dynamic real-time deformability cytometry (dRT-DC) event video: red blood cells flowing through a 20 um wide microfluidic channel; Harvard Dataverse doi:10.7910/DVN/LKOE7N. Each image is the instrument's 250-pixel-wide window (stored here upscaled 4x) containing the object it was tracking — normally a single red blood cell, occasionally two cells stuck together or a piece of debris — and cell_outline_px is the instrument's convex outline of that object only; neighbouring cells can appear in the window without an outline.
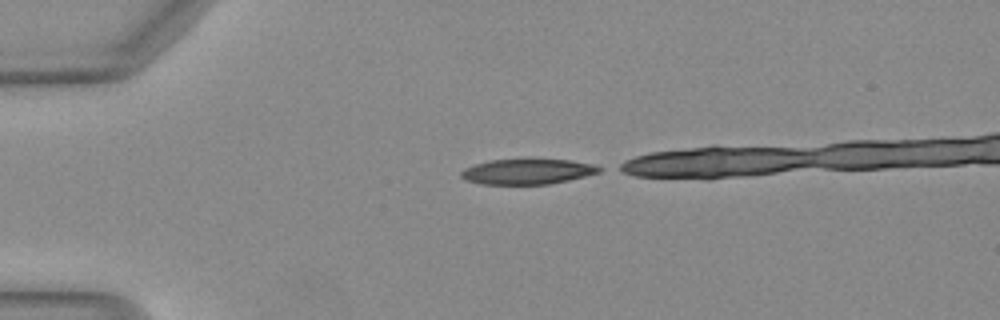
{"species": "Egyptian fruit bat (a non-hibernating species)", "species_latin": "Rousettus aegyptiacus", "temperature_condition": "warm", "stored_images_in_passage": 30, "camera_frame_rate_fps": 3000, "um_per_image_px": 0.085, "animal": {"sex": "female"}, "frame": {"image": 1, "passage_image": 1, "time_ms": 0.0, "image_size_px": [1000, 320], "cell_outline_px": [[600, 172], [568, 180], [548, 184], [480, 184], [464, 180], [460, 176], [460, 172], [464, 168], [488, 160], [532, 156], [568, 160], [592, 164], [600, 168]], "centroid_in_image_um": [44.77, 14.53], "position_along_channel_um": 40.2, "area_um2": 21.21}}
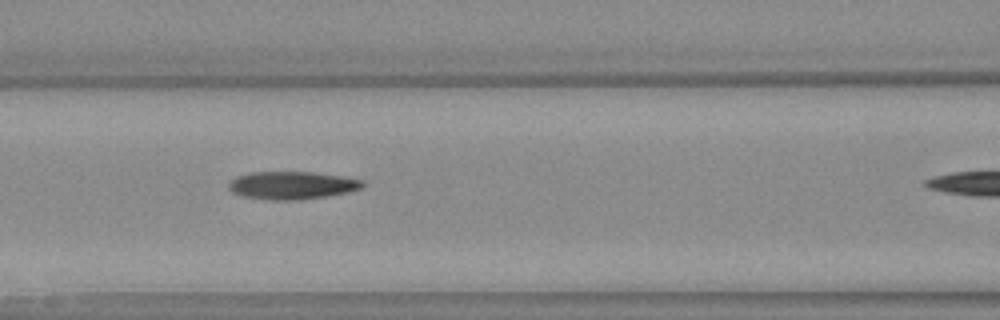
{"frame": {"image": 2, "passage_image": 11, "time_ms": 3.333, "image_size_px": [1000, 320], "cell_outline_px": [[364, 184], [360, 188], [348, 192], [300, 200], [268, 200], [240, 196], [232, 192], [228, 188], [228, 184], [236, 176], [248, 172], [312, 172], [344, 176], [364, 180]], "centroid_in_image_um": [24.78, 15.75], "position_along_channel_um": 141.8, "area_um2": 21.85}}
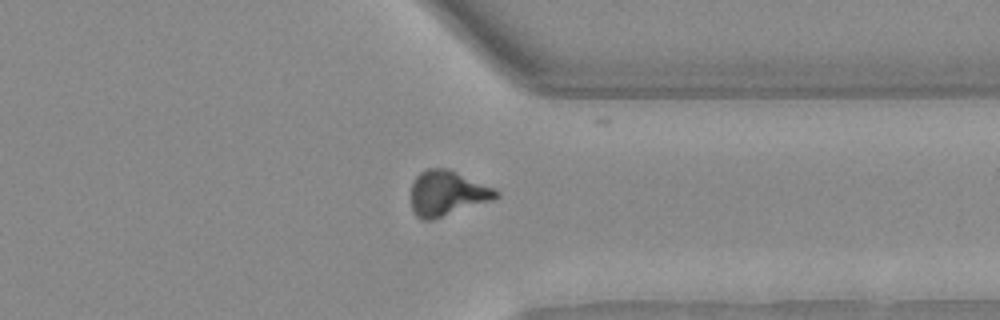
{"frame": {"image": 3, "passage_image": 28, "time_ms": 9.0, "image_size_px": [1000, 320], "cell_outline_px": [[500, 196], [492, 200], [432, 220], [420, 220], [416, 216], [412, 208], [412, 184], [416, 176], [420, 172], [428, 168], [448, 168], [496, 188], [500, 192]], "centroid_in_image_um": [38.03, 16.42], "position_along_channel_um": 373.4, "area_um2": 22.43}}